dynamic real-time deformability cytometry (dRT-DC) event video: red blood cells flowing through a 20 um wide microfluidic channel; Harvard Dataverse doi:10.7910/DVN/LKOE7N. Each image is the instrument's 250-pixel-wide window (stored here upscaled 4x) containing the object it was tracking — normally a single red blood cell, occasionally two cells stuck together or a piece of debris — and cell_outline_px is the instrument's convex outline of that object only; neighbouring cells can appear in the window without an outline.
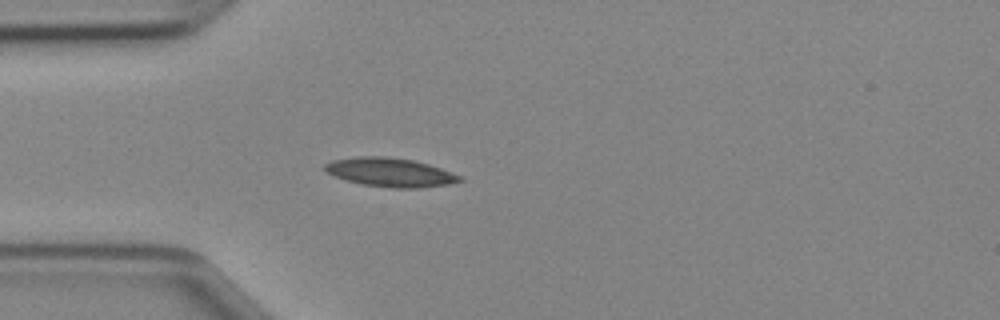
{"species": "Egyptian fruit bat (a non-hibernating species)", "species_latin": "Rousettus aegyptiacus", "temperature_condition": "cold", "stored_images_in_passage": 36, "camera_frame_rate_fps": 3000, "um_per_image_px": 0.085, "animal": {"sex": "female"}, "frame": {"image": 1, "passage_image": 2, "time_ms": 0.333, "image_size_px": [1000, 320], "cell_outline_px": [[464, 180], [448, 184], [416, 188], [392, 188], [360, 184], [344, 180], [324, 172], [324, 164], [332, 160], [356, 156], [384, 156], [412, 160], [428, 164], [440, 168], [460, 176]], "centroid_in_image_um": [33.09, 14.65], "position_along_channel_um": 51.9, "area_um2": 22.72}}
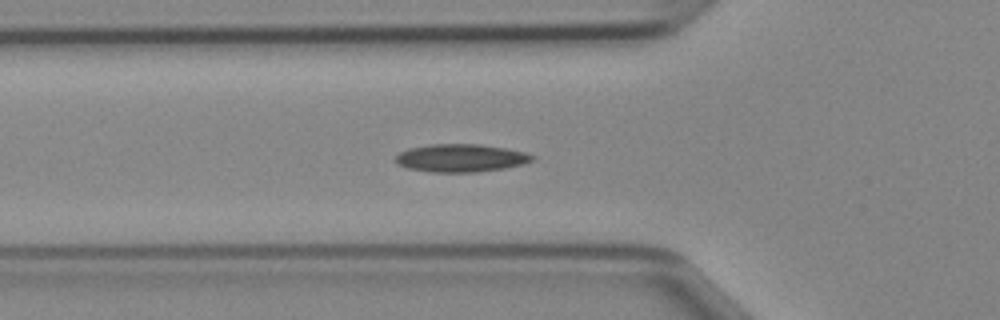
{"frame": {"image": 2, "passage_image": 5, "time_ms": 1.333, "image_size_px": [1000, 320], "cell_outline_px": [[536, 156], [532, 160], [520, 164], [504, 168], [476, 172], [432, 172], [408, 168], [396, 164], [396, 156], [400, 152], [408, 148], [432, 144], [476, 144], [504, 148], [524, 152]], "centroid_in_image_um": [39.13, 13.43], "position_along_channel_um": 86.7, "area_um2": 21.96}}
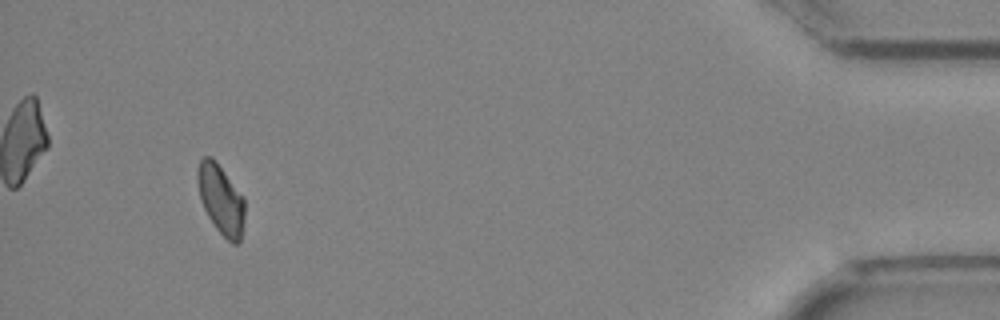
{"frame": {"image": 3, "passage_image": 33, "time_ms": 10.667, "image_size_px": [1000, 320], "cell_outline_px": [[244, 220], [240, 240], [236, 244], [232, 244], [216, 228], [208, 216], [200, 200], [196, 180], [196, 172], [200, 160], [204, 156], [212, 156], [216, 160], [244, 196]], "centroid_in_image_um": [18.76, 16.9], "position_along_channel_um": 416.4, "area_um2": 19.36}}